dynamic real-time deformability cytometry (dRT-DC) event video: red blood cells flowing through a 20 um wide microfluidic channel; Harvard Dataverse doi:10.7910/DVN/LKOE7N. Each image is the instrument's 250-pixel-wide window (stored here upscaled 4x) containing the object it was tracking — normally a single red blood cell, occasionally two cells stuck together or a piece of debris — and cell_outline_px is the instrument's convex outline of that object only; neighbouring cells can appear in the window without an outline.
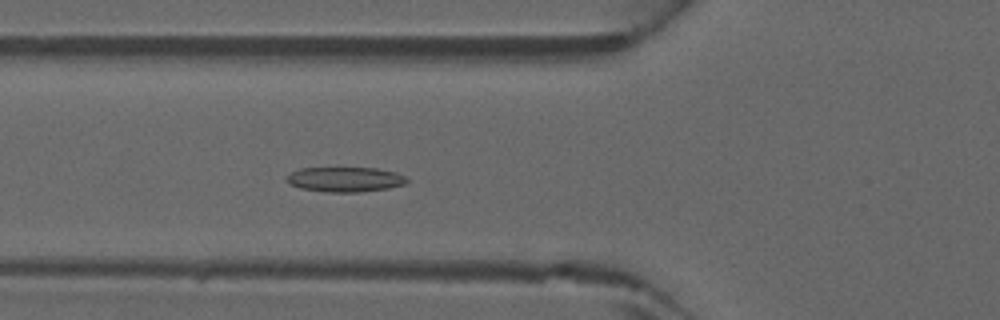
{"species": "common noctule bat (a hibernating species)", "species_latin": "Nyctalus noctula", "temperature_condition": "warm", "stored_images_in_passage": 44, "camera_frame_rate_fps": 3000, "um_per_image_px": 0.085, "animal": {"sex": "male", "forearm_length_mm": 52.5}, "frame": {"image": 1, "passage_image": 16, "time_ms": 5.0, "image_size_px": [1000, 320], "cell_outline_px": [[408, 180], [404, 184], [388, 188], [360, 192], [328, 192], [300, 188], [288, 184], [284, 180], [284, 176], [300, 168], [376, 168], [396, 172], [404, 176]], "centroid_in_image_um": [29.27, 15.25], "position_along_channel_um": 96.5, "area_um2": 17.51}}
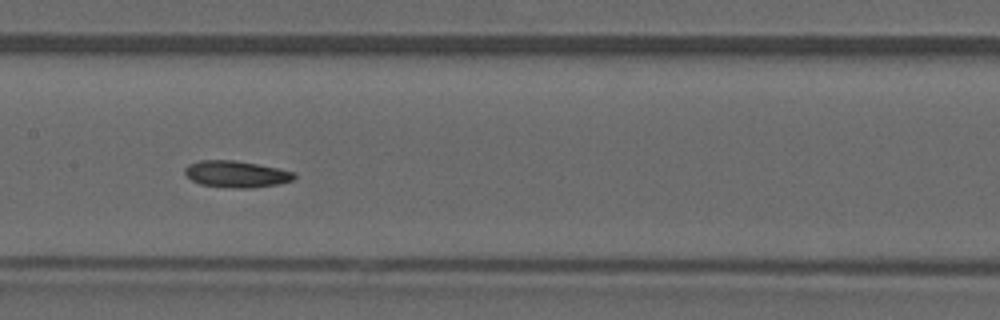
{"frame": {"image": 2, "passage_image": 22, "time_ms": 7.0, "image_size_px": [1000, 320], "cell_outline_px": [[296, 176], [292, 180], [280, 184], [252, 188], [236, 188], [200, 184], [192, 180], [184, 172], [184, 168], [188, 164], [200, 160], [236, 160], [296, 172]], "centroid_in_image_um": [20.09, 14.79], "position_along_channel_um": 187.3, "area_um2": 16.94}}
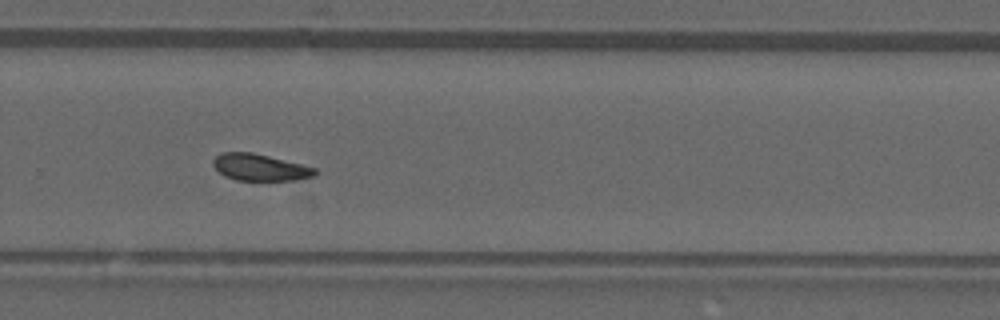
{"frame": {"image": 3, "passage_image": 30, "time_ms": 9.667, "image_size_px": [1000, 320], "cell_outline_px": [[316, 172], [312, 176], [296, 180], [236, 180], [224, 176], [212, 164], [212, 160], [220, 152], [252, 152], [316, 168]], "centroid_in_image_um": [22.04, 14.22], "position_along_channel_um": 307.8, "area_um2": 15.66}}